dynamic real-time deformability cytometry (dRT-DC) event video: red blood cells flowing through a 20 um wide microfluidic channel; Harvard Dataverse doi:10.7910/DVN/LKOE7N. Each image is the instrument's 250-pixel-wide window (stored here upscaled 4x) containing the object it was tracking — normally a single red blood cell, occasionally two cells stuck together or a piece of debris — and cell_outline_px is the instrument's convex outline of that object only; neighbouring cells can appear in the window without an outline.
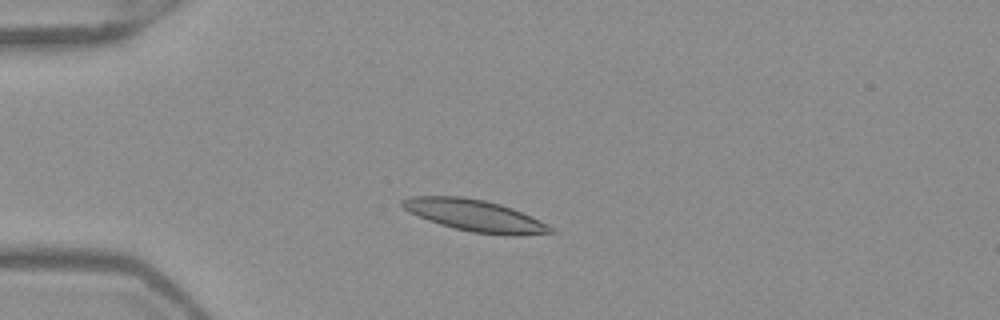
{"species": "Egyptian fruit bat (a non-hibernating species)", "species_latin": "Rousettus aegyptiacus", "temperature_condition": "warm", "stored_images_in_passage": 40, "camera_frame_rate_fps": 3000, "um_per_image_px": 0.085, "frame": {"image": 1, "passage_image": 2, "time_ms": 0.333, "image_size_px": [1000, 320], "cell_outline_px": [[556, 232], [516, 236], [472, 232], [440, 224], [428, 220], [408, 212], [400, 204], [400, 200], [408, 196], [460, 196], [484, 200], [500, 204], [512, 208], [548, 224]], "centroid_in_image_um": [40.34, 18.31], "position_along_channel_um": 44.7, "area_um2": 27.22}}
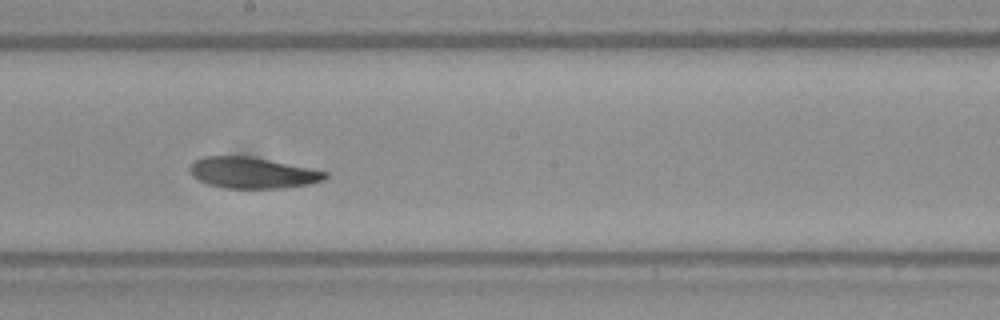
{"frame": {"image": 2, "passage_image": 18, "time_ms": 5.667, "image_size_px": [1000, 320], "cell_outline_px": [[328, 176], [324, 180], [308, 184], [280, 188], [224, 188], [208, 184], [192, 176], [188, 168], [196, 160], [204, 156], [252, 156], [328, 172]], "centroid_in_image_um": [21.45, 14.68], "position_along_channel_um": 226.8, "area_um2": 24.39}}
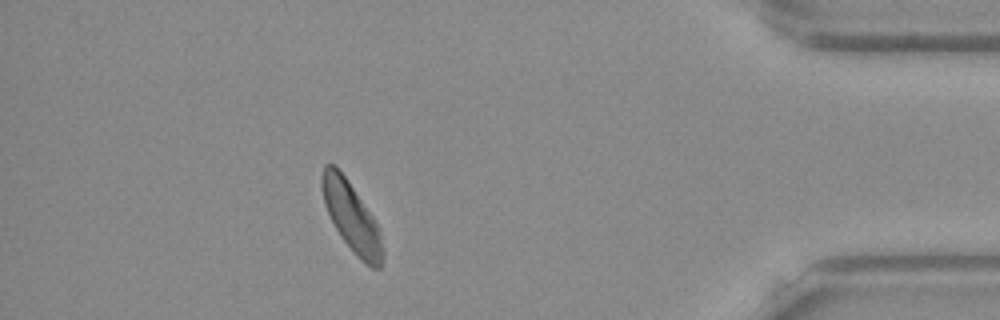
{"frame": {"image": 3, "passage_image": 35, "time_ms": 11.333, "image_size_px": [1000, 320], "cell_outline_px": [[384, 256], [380, 268], [372, 268], [356, 256], [340, 236], [324, 204], [320, 184], [320, 176], [324, 164], [336, 164], [372, 216], [376, 224], [384, 252]], "centroid_in_image_um": [29.84, 18.42], "position_along_channel_um": 405.4, "area_um2": 24.16}, "authors_computed_cell_mechanics": {"area_um2": 25.4031, "velocity_mm_per_s": 3.911, "shape_relaxation_time_tau1_ms": null, "shape_relaxation_time_tau2_ms": 3.3366, "deformation_change_tau1": null, "deformation_change_tau2": 0.0962}}